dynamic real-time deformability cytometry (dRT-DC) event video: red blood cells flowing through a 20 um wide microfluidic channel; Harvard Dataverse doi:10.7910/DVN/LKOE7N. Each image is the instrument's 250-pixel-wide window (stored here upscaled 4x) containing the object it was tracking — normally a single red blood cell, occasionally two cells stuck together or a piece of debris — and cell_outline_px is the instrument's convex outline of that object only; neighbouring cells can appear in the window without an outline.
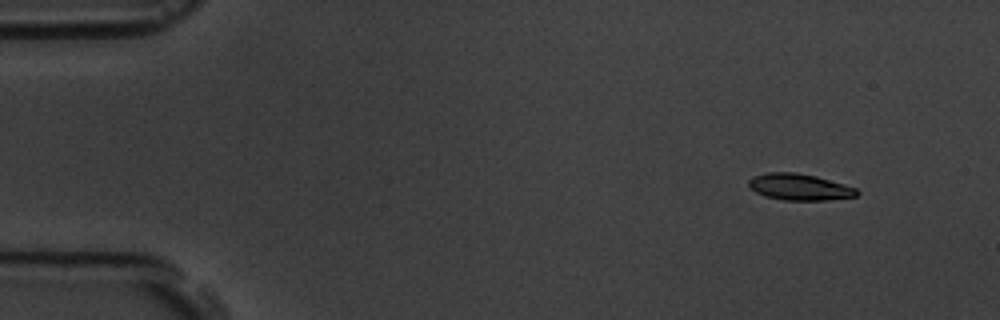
{"species": "common noctule bat (a hibernating species)", "species_latin": "Nyctalus noctula", "temperature_condition": "room temperature", "stored_images_in_passage": 14, "camera_frame_rate_fps": 3000, "um_per_image_px": 0.085, "animal": {"sex": "male", "body_mass_g": 19.5, "forearm_length_mm": 54.6}, "frame": {"image": 1, "passage_image": 1, "time_ms": 0.0, "image_size_px": [1000, 320], "cell_outline_px": [[860, 192], [856, 196], [828, 200], [784, 200], [764, 196], [756, 192], [748, 184], [748, 180], [752, 176], [768, 172], [796, 172], [816, 176], [856, 188]], "centroid_in_image_um": [67.94, 15.89], "position_along_channel_um": 17.1, "area_um2": 16.65}}
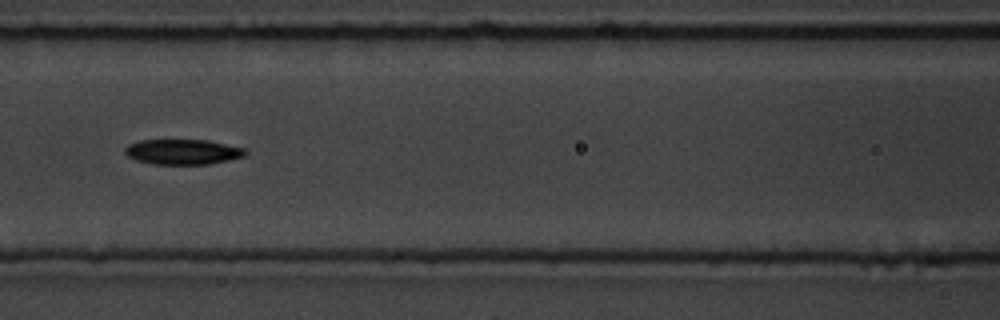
{"frame": {"image": 2, "passage_image": 6, "time_ms": 6.667, "image_size_px": [1000, 320], "cell_outline_px": [[248, 152], [244, 156], [228, 160], [208, 164], [152, 164], [136, 160], [128, 156], [124, 152], [124, 148], [128, 144], [140, 140], [208, 140], [244, 148]], "centroid_in_image_um": [15.51, 12.9], "position_along_channel_um": 151.1, "area_um2": 17.69}}
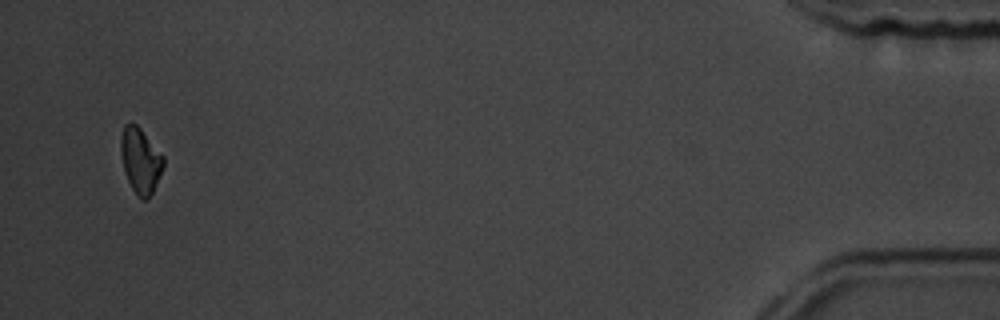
{"frame": {"image": 3, "passage_image": 14, "time_ms": 16.667, "image_size_px": [1000, 320], "cell_outline_px": [[164, 164], [156, 184], [152, 192], [144, 200], [140, 200], [136, 196], [128, 180], [124, 168], [120, 152], [120, 136], [124, 124], [136, 124], [140, 128], [164, 156]], "centroid_in_image_um": [11.92, 13.63], "position_along_channel_um": 423.3, "area_um2": 16.07}, "authors_computed_cell_mechanics": {"area_um2": 17.4556, "velocity_mm_per_s": 3.5606, "shape_relaxation_time_tau1_ms": 2.1289, "shape_relaxation_time_tau2_ms": 8.2038, "deformation_change_tau1": 0.0683, "deformation_change_tau2": 0.1183}}